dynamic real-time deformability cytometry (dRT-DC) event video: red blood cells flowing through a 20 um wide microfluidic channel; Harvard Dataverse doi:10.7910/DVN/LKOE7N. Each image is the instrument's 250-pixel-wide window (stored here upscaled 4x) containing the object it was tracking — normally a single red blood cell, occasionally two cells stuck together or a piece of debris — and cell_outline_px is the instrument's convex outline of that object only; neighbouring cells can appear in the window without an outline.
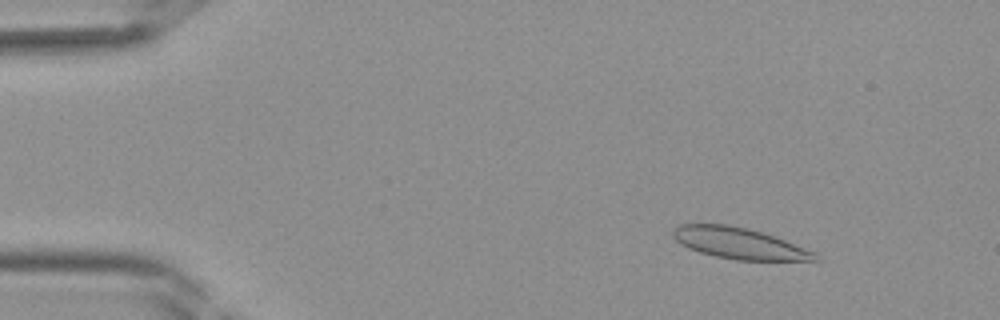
{"species": "Egyptian fruit bat (a non-hibernating species)", "species_latin": "Rousettus aegyptiacus", "temperature_condition": "room temperature", "stored_images_in_passage": 8, "camera_frame_rate_fps": 3000, "um_per_image_px": 0.085, "frame": {"image": 1, "passage_image": 4, "time_ms": 1.0, "image_size_px": [1000, 320], "cell_outline_px": [[820, 260], [736, 260], [716, 256], [700, 252], [688, 248], [680, 244], [672, 236], [672, 228], [680, 224], [728, 224], [748, 228], [784, 240], [816, 252], [820, 256]], "centroid_in_image_um": [62.8, 20.67], "position_along_channel_um": 22.2, "area_um2": 25.72}}